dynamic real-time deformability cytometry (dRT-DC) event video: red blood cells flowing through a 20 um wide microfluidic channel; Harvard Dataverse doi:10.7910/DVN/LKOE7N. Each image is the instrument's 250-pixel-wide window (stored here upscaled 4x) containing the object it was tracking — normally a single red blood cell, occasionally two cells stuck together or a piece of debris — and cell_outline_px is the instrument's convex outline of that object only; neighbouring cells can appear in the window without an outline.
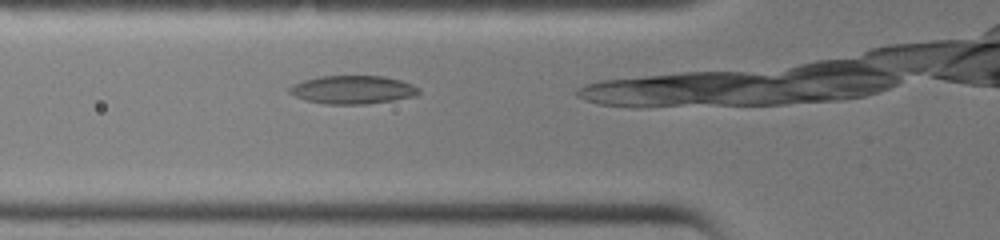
{"species": "common noctule bat (a hibernating species)", "species_latin": "Nyctalus noctula", "temperature_condition": "warm", "stored_images_in_passage": 14, "camera_frame_rate_fps": 3000, "um_per_image_px": 0.085, "animal": {"sex": "female", "body_mass_g": 19.0, "forearm_length_mm": 51.5}, "frame": {"image": 1, "passage_image": 3, "time_ms": 0.667, "image_size_px": [1000, 240], "cell_outline_px": [[420, 92], [412, 96], [396, 100], [368, 104], [324, 104], [304, 100], [288, 92], [288, 88], [292, 84], [304, 80], [320, 76], [384, 76], [400, 80], [412, 84], [420, 88]], "centroid_in_image_um": [29.96, 7.63], "position_along_channel_um": 95.8, "area_um2": 21.44}}
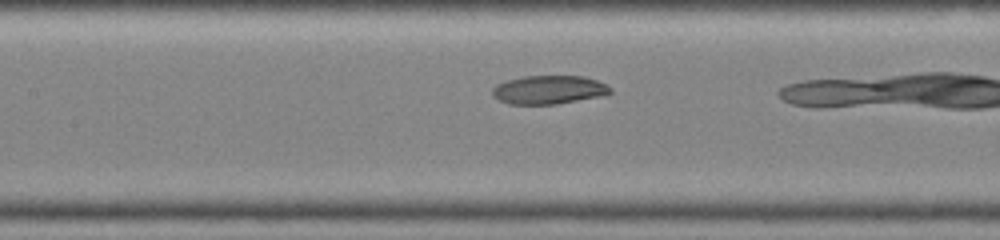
{"frame": {"image": 2, "passage_image": 7, "time_ms": 2.0, "image_size_px": [1000, 240], "cell_outline_px": [[612, 92], [608, 96], [556, 104], [508, 104], [492, 96], [492, 88], [496, 84], [508, 80], [524, 76], [584, 76], [596, 80], [612, 88]], "centroid_in_image_um": [46.69, 7.64], "position_along_channel_um": 160.7, "area_um2": 19.88}}
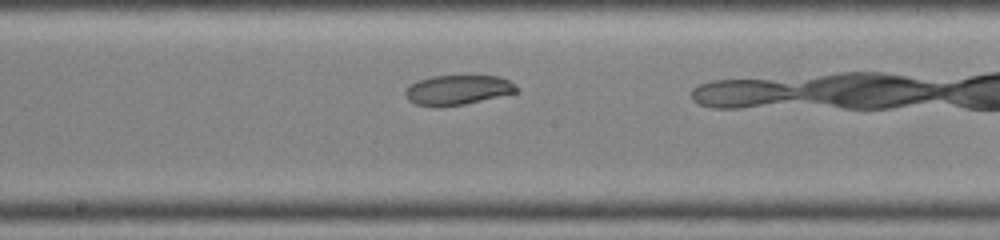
{"frame": {"image": 3, "passage_image": 10, "time_ms": 3.0, "image_size_px": [1000, 240], "cell_outline_px": [[520, 92], [464, 104], [436, 108], [432, 108], [416, 104], [408, 100], [404, 96], [404, 92], [408, 84], [416, 80], [432, 76], [496, 76], [508, 80], [516, 84], [520, 88]], "centroid_in_image_um": [38.87, 7.66], "position_along_channel_um": 209.3, "area_um2": 19.77}}